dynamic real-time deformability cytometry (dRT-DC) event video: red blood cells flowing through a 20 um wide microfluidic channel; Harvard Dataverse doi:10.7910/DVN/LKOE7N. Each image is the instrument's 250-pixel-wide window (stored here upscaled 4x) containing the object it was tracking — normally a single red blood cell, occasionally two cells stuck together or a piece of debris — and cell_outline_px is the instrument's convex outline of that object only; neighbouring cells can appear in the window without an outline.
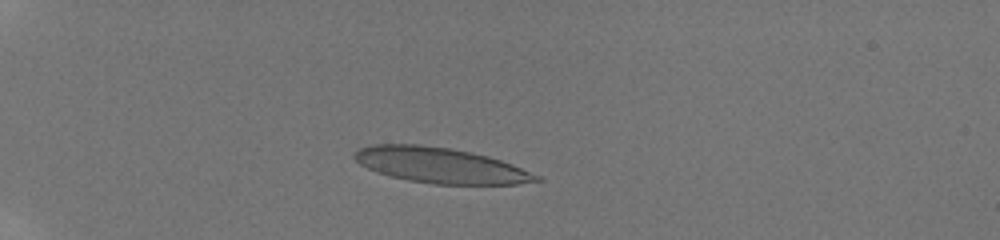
{"species": "human", "species_latin": "Homo sapiens", "temperature_condition": "room temperature", "stored_images_in_passage": 28, "camera_frame_rate_fps": 3000, "um_per_image_px": 0.085, "donor": {"sex": "male"}, "frame": {"image": 1, "passage_image": 5, "time_ms": 3.333, "image_size_px": [1000, 240], "cell_outline_px": [[544, 180], [516, 184], [432, 184], [408, 180], [388, 176], [376, 172], [360, 164], [352, 156], [360, 148], [372, 144], [420, 144], [452, 148], [472, 152], [488, 156], [512, 164], [540, 176]], "centroid_in_image_um": [37.42, 14.05], "position_along_channel_um": 47.6, "area_um2": 37.63}}
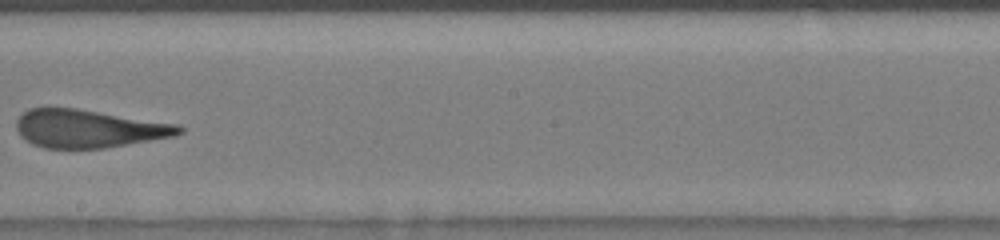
{"frame": {"image": 2, "passage_image": 15, "time_ms": 9.333, "image_size_px": [1000, 240], "cell_outline_px": [[184, 132], [176, 136], [104, 148], [44, 148], [32, 144], [20, 136], [16, 128], [16, 120], [28, 108], [76, 108], [180, 124], [184, 128]], "centroid_in_image_um": [7.56, 10.93], "position_along_channel_um": 240.6, "area_um2": 36.24}}
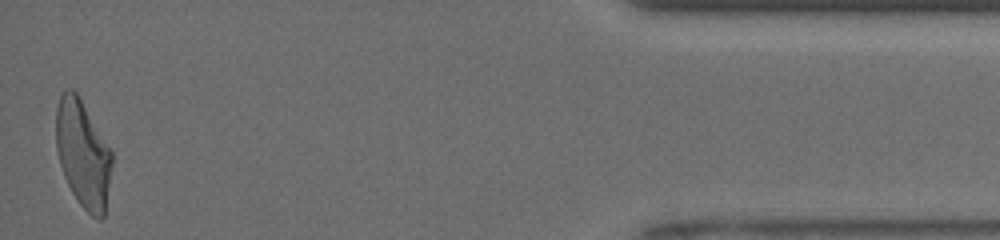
{"frame": {"image": 3, "passage_image": 28, "time_ms": 15.333, "image_size_px": [1000, 240], "cell_outline_px": [[112, 164], [104, 216], [100, 220], [96, 220], [80, 204], [72, 192], [64, 176], [60, 164], [56, 148], [56, 108], [60, 96], [64, 88], [72, 88], [80, 96], [112, 152]], "centroid_in_image_um": [7.04, 13.05], "position_along_channel_um": 428.2, "area_um2": 34.97}, "authors_computed_cell_mechanics": {"area_um2": 36.8764, "velocity_mm_per_s": 4.1263, "shape_relaxation_time_tau1_ms": null, "shape_relaxation_time_tau2_ms": 1.1717, "deformation_change_tau1": null, "deformation_change_tau2": 0.1236}}